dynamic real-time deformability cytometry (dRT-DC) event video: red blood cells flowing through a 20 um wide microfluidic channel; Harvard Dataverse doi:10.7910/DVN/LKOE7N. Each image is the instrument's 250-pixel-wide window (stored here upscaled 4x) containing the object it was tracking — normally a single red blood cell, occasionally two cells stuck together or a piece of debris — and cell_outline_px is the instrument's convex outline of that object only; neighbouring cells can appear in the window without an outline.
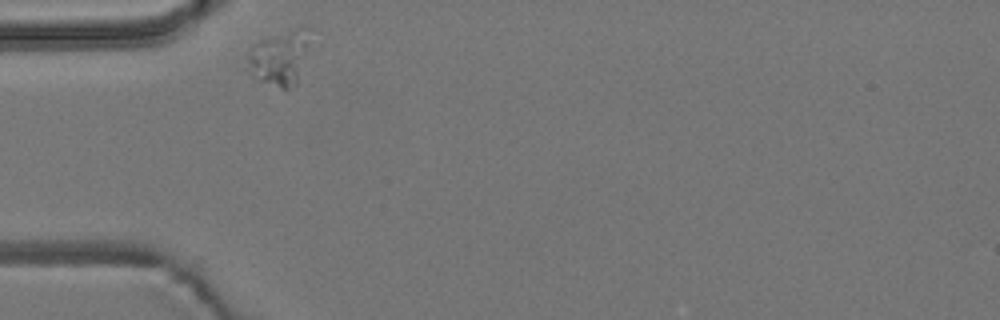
{"species": "common noctule bat (a hibernating species)", "species_latin": "Nyctalus noctula", "temperature_condition": "room temperature", "stored_images_in_passage": 43, "camera_frame_rate_fps": 3000, "um_per_image_px": 0.085, "animal": {"sex": "male", "body_mass_g": 19.2, "forearm_length_mm": 51.8}, "frame": {"image": 1, "passage_image": 1, "time_ms": 0.0, "image_size_px": [1000, 320], "cell_outline_px": [[316, 28], [296, 84], [288, 88], [280, 88], [260, 80], [248, 72], [248, 56], [252, 48], [260, 40], [300, 28]], "centroid_in_image_um": [23.86, 4.88], "position_along_channel_um": 61.1, "area_um2": 19.77}}
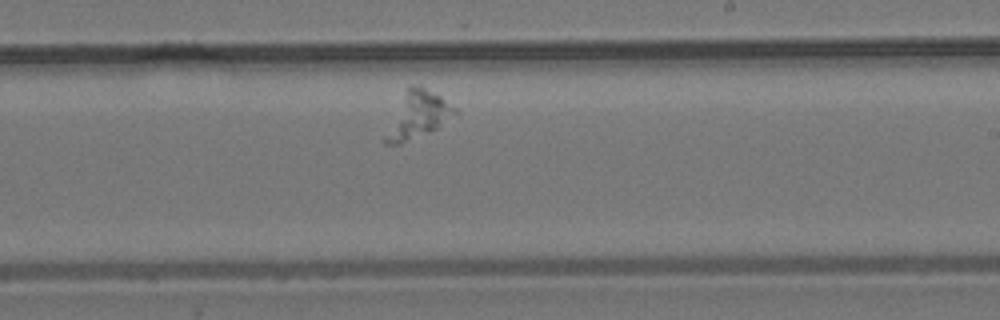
{"frame": {"image": 2, "passage_image": 19, "time_ms": 6.0, "image_size_px": [1000, 320], "cell_outline_px": [[460, 112], [436, 128], [400, 144], [384, 144], [384, 140], [408, 84], [420, 84], [440, 96], [456, 108]], "centroid_in_image_um": [35.57, 9.73], "position_along_channel_um": 253.4, "area_um2": 18.15}}
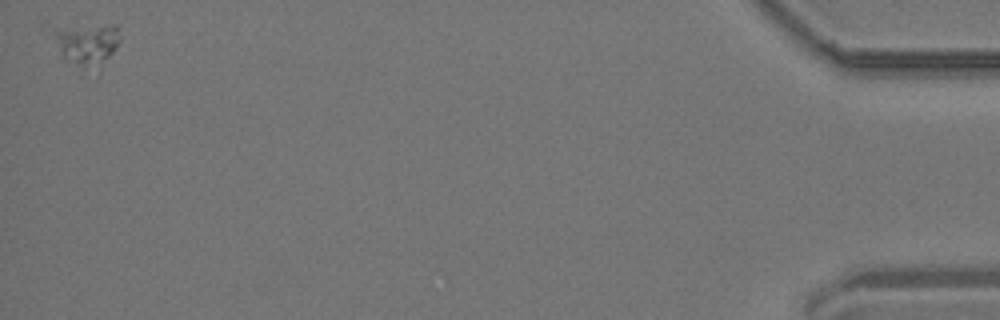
{"frame": {"image": 3, "passage_image": 43, "time_ms": 14.0, "image_size_px": [1000, 320], "cell_outline_px": [[120, 40], [116, 48], [108, 56], [84, 68], [64, 52], [60, 48], [40, 24], [48, 20], [116, 24], [120, 36]], "centroid_in_image_um": [7.13, 3.37], "position_along_channel_um": 428.1, "area_um2": 17.4}}